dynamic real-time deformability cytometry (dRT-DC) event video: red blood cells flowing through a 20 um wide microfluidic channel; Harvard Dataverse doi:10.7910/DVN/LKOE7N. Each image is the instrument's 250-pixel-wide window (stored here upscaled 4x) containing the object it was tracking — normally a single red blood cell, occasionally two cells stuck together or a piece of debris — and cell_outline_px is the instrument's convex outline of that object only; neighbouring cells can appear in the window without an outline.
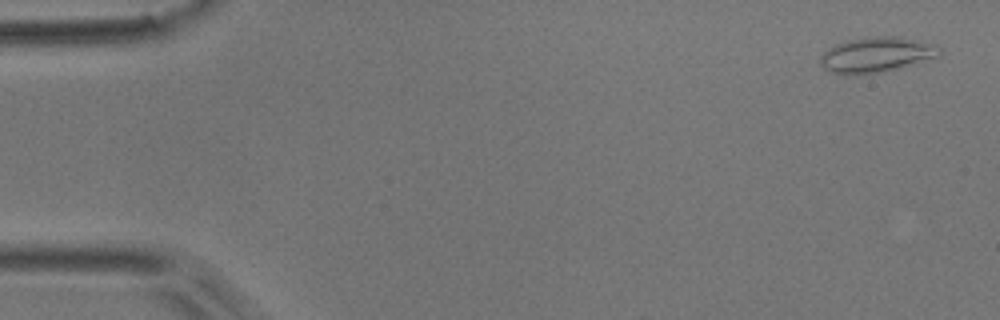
{"species": "common noctule bat (a hibernating species)", "species_latin": "Nyctalus noctula", "temperature_condition": "room temperature", "stored_images_in_passage": 6, "camera_frame_rate_fps": 3000, "um_per_image_px": 0.085, "animal": {"sex": "male", "body_mass_g": 17.9}, "frame": {"image": 1, "passage_image": 1, "time_ms": 0.0, "image_size_px": [1000, 320], "cell_outline_px": [[940, 56], [896, 68], [880, 72], [832, 72], [824, 68], [820, 64], [820, 60], [824, 52], [828, 48], [836, 44], [848, 40], [868, 36], [896, 36], [936, 44], [940, 48]], "centroid_in_image_um": [74.53, 4.6], "position_along_channel_um": 10.5, "area_um2": 23.7}}
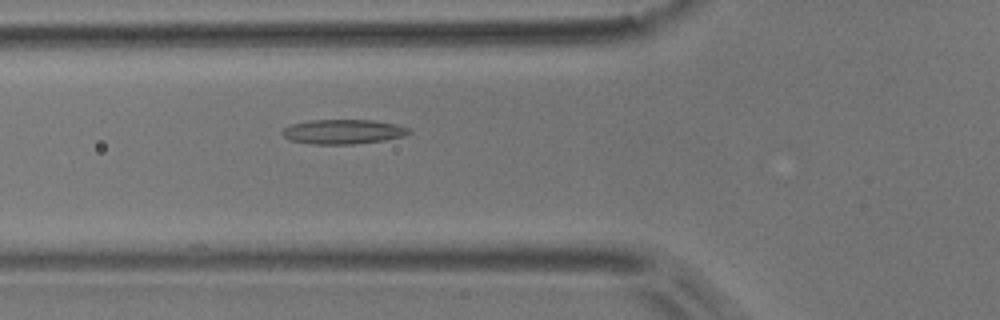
{"frame": {"image": 2, "passage_image": 6, "time_ms": 1.667, "image_size_px": [1000, 320], "cell_outline_px": [[412, 132], [404, 136], [384, 140], [352, 144], [312, 144], [288, 140], [280, 132], [284, 128], [292, 124], [312, 120], [372, 120], [396, 124], [412, 128]], "centroid_in_image_um": [29.19, 11.19], "position_along_channel_um": 96.6, "area_um2": 18.21}}